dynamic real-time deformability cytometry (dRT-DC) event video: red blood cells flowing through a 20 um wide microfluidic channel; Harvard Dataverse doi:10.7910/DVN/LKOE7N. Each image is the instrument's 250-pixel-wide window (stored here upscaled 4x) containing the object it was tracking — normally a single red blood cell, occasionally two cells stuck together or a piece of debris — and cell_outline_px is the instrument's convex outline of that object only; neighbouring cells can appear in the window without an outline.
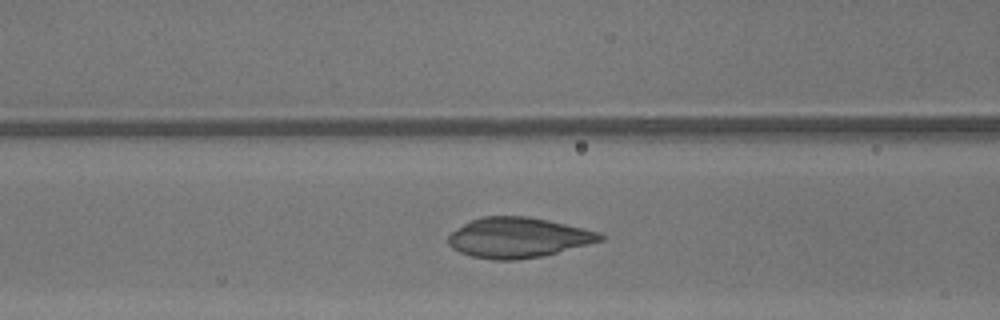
{"species": "common noctule bat (a hibernating species)", "species_latin": "Nyctalus noctula", "temperature_condition": "warm", "stored_images_in_passage": 38, "camera_frame_rate_fps": 3000, "um_per_image_px": 0.085, "animal": {"sex": "male", "body_mass_g": 13.3}, "frame": {"image": 1, "passage_image": 20, "time_ms": 6.333, "image_size_px": [1000, 320], "cell_outline_px": [[604, 240], [540, 256], [516, 260], [496, 260], [472, 256], [460, 252], [452, 248], [448, 244], [448, 236], [452, 232], [464, 224], [472, 220], [484, 216], [528, 216], [548, 220], [584, 228], [600, 232], [604, 236]], "centroid_in_image_um": [44.04, 20.19], "position_along_channel_um": 122.6, "area_um2": 35.26}}
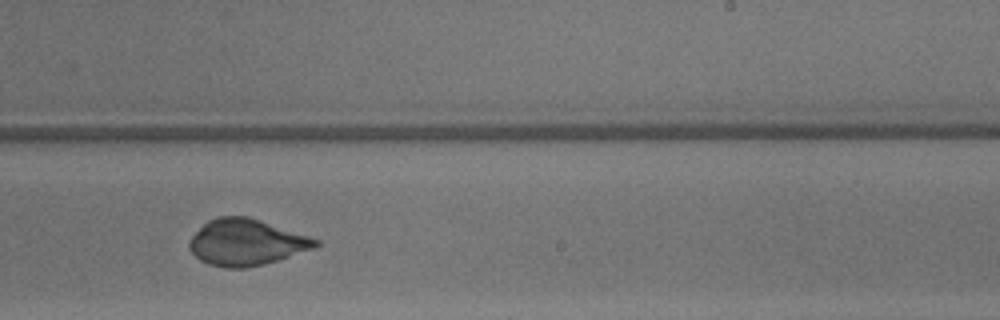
{"frame": {"image": 2, "passage_image": 30, "time_ms": 9.667, "image_size_px": [1000, 320], "cell_outline_px": [[320, 244], [312, 248], [264, 264], [244, 268], [224, 268], [208, 264], [200, 260], [188, 248], [188, 240], [208, 220], [220, 216], [248, 216], [320, 240]], "centroid_in_image_um": [20.88, 20.6], "position_along_channel_um": 268.1, "area_um2": 33.64}}
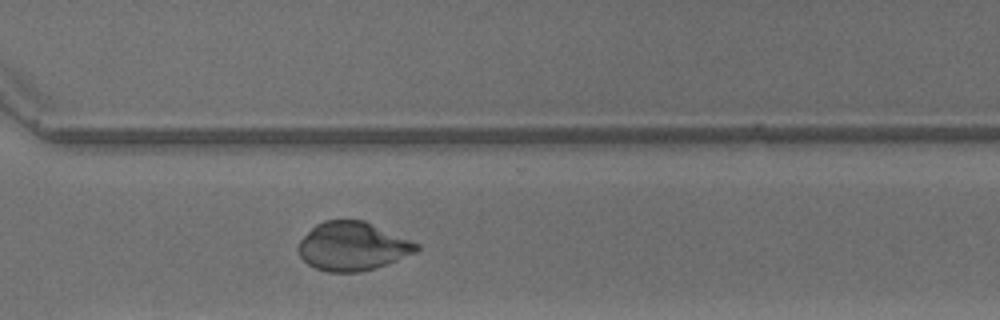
{"frame": {"image": 3, "passage_image": 35, "time_ms": 11.333, "image_size_px": [1000, 320], "cell_outline_px": [[420, 248], [416, 252], [376, 268], [360, 272], [328, 272], [316, 268], [308, 264], [300, 256], [296, 248], [300, 240], [316, 224], [324, 220], [364, 220], [420, 244]], "centroid_in_image_um": [29.96, 20.93], "position_along_channel_um": 340.6, "area_um2": 33.41}}